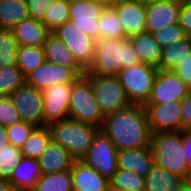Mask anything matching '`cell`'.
Wrapping results in <instances>:
<instances>
[{
	"instance_id": "obj_7",
	"label": "cell",
	"mask_w": 191,
	"mask_h": 191,
	"mask_svg": "<svg viewBox=\"0 0 191 191\" xmlns=\"http://www.w3.org/2000/svg\"><path fill=\"white\" fill-rule=\"evenodd\" d=\"M84 76L91 83L94 97L104 117L124 109L131 104L127 99L118 76L94 74H84Z\"/></svg>"
},
{
	"instance_id": "obj_33",
	"label": "cell",
	"mask_w": 191,
	"mask_h": 191,
	"mask_svg": "<svg viewBox=\"0 0 191 191\" xmlns=\"http://www.w3.org/2000/svg\"><path fill=\"white\" fill-rule=\"evenodd\" d=\"M25 83L26 78L17 65L0 67V96H10Z\"/></svg>"
},
{
	"instance_id": "obj_49",
	"label": "cell",
	"mask_w": 191,
	"mask_h": 191,
	"mask_svg": "<svg viewBox=\"0 0 191 191\" xmlns=\"http://www.w3.org/2000/svg\"><path fill=\"white\" fill-rule=\"evenodd\" d=\"M106 5H112L117 2L127 1V0H103Z\"/></svg>"
},
{
	"instance_id": "obj_5",
	"label": "cell",
	"mask_w": 191,
	"mask_h": 191,
	"mask_svg": "<svg viewBox=\"0 0 191 191\" xmlns=\"http://www.w3.org/2000/svg\"><path fill=\"white\" fill-rule=\"evenodd\" d=\"M69 118L100 130L104 124L105 117L94 97L91 83L84 75L73 83L69 99Z\"/></svg>"
},
{
	"instance_id": "obj_10",
	"label": "cell",
	"mask_w": 191,
	"mask_h": 191,
	"mask_svg": "<svg viewBox=\"0 0 191 191\" xmlns=\"http://www.w3.org/2000/svg\"><path fill=\"white\" fill-rule=\"evenodd\" d=\"M148 124L152 133L182 131L181 101H171L165 104L144 105Z\"/></svg>"
},
{
	"instance_id": "obj_47",
	"label": "cell",
	"mask_w": 191,
	"mask_h": 191,
	"mask_svg": "<svg viewBox=\"0 0 191 191\" xmlns=\"http://www.w3.org/2000/svg\"><path fill=\"white\" fill-rule=\"evenodd\" d=\"M174 191H191V184L187 180H183Z\"/></svg>"
},
{
	"instance_id": "obj_51",
	"label": "cell",
	"mask_w": 191,
	"mask_h": 191,
	"mask_svg": "<svg viewBox=\"0 0 191 191\" xmlns=\"http://www.w3.org/2000/svg\"><path fill=\"white\" fill-rule=\"evenodd\" d=\"M109 191H132L130 189H127V190H122V189H118V188H114V187H109Z\"/></svg>"
},
{
	"instance_id": "obj_1",
	"label": "cell",
	"mask_w": 191,
	"mask_h": 191,
	"mask_svg": "<svg viewBox=\"0 0 191 191\" xmlns=\"http://www.w3.org/2000/svg\"><path fill=\"white\" fill-rule=\"evenodd\" d=\"M101 130L118 151L146 148L151 144L152 132L144 105L130 104L105 117Z\"/></svg>"
},
{
	"instance_id": "obj_18",
	"label": "cell",
	"mask_w": 191,
	"mask_h": 191,
	"mask_svg": "<svg viewBox=\"0 0 191 191\" xmlns=\"http://www.w3.org/2000/svg\"><path fill=\"white\" fill-rule=\"evenodd\" d=\"M72 170L73 191H109L110 180L81 160H75Z\"/></svg>"
},
{
	"instance_id": "obj_3",
	"label": "cell",
	"mask_w": 191,
	"mask_h": 191,
	"mask_svg": "<svg viewBox=\"0 0 191 191\" xmlns=\"http://www.w3.org/2000/svg\"><path fill=\"white\" fill-rule=\"evenodd\" d=\"M150 145L156 165L186 180L190 165L182 147L181 131L152 133Z\"/></svg>"
},
{
	"instance_id": "obj_30",
	"label": "cell",
	"mask_w": 191,
	"mask_h": 191,
	"mask_svg": "<svg viewBox=\"0 0 191 191\" xmlns=\"http://www.w3.org/2000/svg\"><path fill=\"white\" fill-rule=\"evenodd\" d=\"M45 61L43 47L18 46L17 67L26 77L29 73L36 70Z\"/></svg>"
},
{
	"instance_id": "obj_31",
	"label": "cell",
	"mask_w": 191,
	"mask_h": 191,
	"mask_svg": "<svg viewBox=\"0 0 191 191\" xmlns=\"http://www.w3.org/2000/svg\"><path fill=\"white\" fill-rule=\"evenodd\" d=\"M33 191H73L72 170L43 174L38 179Z\"/></svg>"
},
{
	"instance_id": "obj_25",
	"label": "cell",
	"mask_w": 191,
	"mask_h": 191,
	"mask_svg": "<svg viewBox=\"0 0 191 191\" xmlns=\"http://www.w3.org/2000/svg\"><path fill=\"white\" fill-rule=\"evenodd\" d=\"M183 180L154 163L145 177L144 191H174Z\"/></svg>"
},
{
	"instance_id": "obj_12",
	"label": "cell",
	"mask_w": 191,
	"mask_h": 191,
	"mask_svg": "<svg viewBox=\"0 0 191 191\" xmlns=\"http://www.w3.org/2000/svg\"><path fill=\"white\" fill-rule=\"evenodd\" d=\"M105 6L103 0L70 1V21L76 25L78 30L96 41L99 38L97 21Z\"/></svg>"
},
{
	"instance_id": "obj_50",
	"label": "cell",
	"mask_w": 191,
	"mask_h": 191,
	"mask_svg": "<svg viewBox=\"0 0 191 191\" xmlns=\"http://www.w3.org/2000/svg\"><path fill=\"white\" fill-rule=\"evenodd\" d=\"M178 4H186V3H191V0H175Z\"/></svg>"
},
{
	"instance_id": "obj_41",
	"label": "cell",
	"mask_w": 191,
	"mask_h": 191,
	"mask_svg": "<svg viewBox=\"0 0 191 191\" xmlns=\"http://www.w3.org/2000/svg\"><path fill=\"white\" fill-rule=\"evenodd\" d=\"M174 71L191 88V52L178 64Z\"/></svg>"
},
{
	"instance_id": "obj_28",
	"label": "cell",
	"mask_w": 191,
	"mask_h": 191,
	"mask_svg": "<svg viewBox=\"0 0 191 191\" xmlns=\"http://www.w3.org/2000/svg\"><path fill=\"white\" fill-rule=\"evenodd\" d=\"M191 52V36L162 48L160 70H174Z\"/></svg>"
},
{
	"instance_id": "obj_40",
	"label": "cell",
	"mask_w": 191,
	"mask_h": 191,
	"mask_svg": "<svg viewBox=\"0 0 191 191\" xmlns=\"http://www.w3.org/2000/svg\"><path fill=\"white\" fill-rule=\"evenodd\" d=\"M53 0H26L29 17L42 21Z\"/></svg>"
},
{
	"instance_id": "obj_45",
	"label": "cell",
	"mask_w": 191,
	"mask_h": 191,
	"mask_svg": "<svg viewBox=\"0 0 191 191\" xmlns=\"http://www.w3.org/2000/svg\"><path fill=\"white\" fill-rule=\"evenodd\" d=\"M9 144L7 127L0 125V149Z\"/></svg>"
},
{
	"instance_id": "obj_26",
	"label": "cell",
	"mask_w": 191,
	"mask_h": 191,
	"mask_svg": "<svg viewBox=\"0 0 191 191\" xmlns=\"http://www.w3.org/2000/svg\"><path fill=\"white\" fill-rule=\"evenodd\" d=\"M28 17L26 0H0V28L11 30Z\"/></svg>"
},
{
	"instance_id": "obj_52",
	"label": "cell",
	"mask_w": 191,
	"mask_h": 191,
	"mask_svg": "<svg viewBox=\"0 0 191 191\" xmlns=\"http://www.w3.org/2000/svg\"><path fill=\"white\" fill-rule=\"evenodd\" d=\"M186 180L191 184V166H190V169H189L188 176H187Z\"/></svg>"
},
{
	"instance_id": "obj_29",
	"label": "cell",
	"mask_w": 191,
	"mask_h": 191,
	"mask_svg": "<svg viewBox=\"0 0 191 191\" xmlns=\"http://www.w3.org/2000/svg\"><path fill=\"white\" fill-rule=\"evenodd\" d=\"M97 27L99 38H127L123 31L121 21L112 5H106L98 18Z\"/></svg>"
},
{
	"instance_id": "obj_21",
	"label": "cell",
	"mask_w": 191,
	"mask_h": 191,
	"mask_svg": "<svg viewBox=\"0 0 191 191\" xmlns=\"http://www.w3.org/2000/svg\"><path fill=\"white\" fill-rule=\"evenodd\" d=\"M42 175L37 159L22 156L19 163L14 167L8 181L14 191H33Z\"/></svg>"
},
{
	"instance_id": "obj_8",
	"label": "cell",
	"mask_w": 191,
	"mask_h": 191,
	"mask_svg": "<svg viewBox=\"0 0 191 191\" xmlns=\"http://www.w3.org/2000/svg\"><path fill=\"white\" fill-rule=\"evenodd\" d=\"M81 161L110 180L118 170V149L109 137L99 130L93 138L89 151Z\"/></svg>"
},
{
	"instance_id": "obj_11",
	"label": "cell",
	"mask_w": 191,
	"mask_h": 191,
	"mask_svg": "<svg viewBox=\"0 0 191 191\" xmlns=\"http://www.w3.org/2000/svg\"><path fill=\"white\" fill-rule=\"evenodd\" d=\"M190 89L174 70L158 69L151 95L146 104L182 101Z\"/></svg>"
},
{
	"instance_id": "obj_46",
	"label": "cell",
	"mask_w": 191,
	"mask_h": 191,
	"mask_svg": "<svg viewBox=\"0 0 191 191\" xmlns=\"http://www.w3.org/2000/svg\"><path fill=\"white\" fill-rule=\"evenodd\" d=\"M0 191H14L7 179L0 178Z\"/></svg>"
},
{
	"instance_id": "obj_4",
	"label": "cell",
	"mask_w": 191,
	"mask_h": 191,
	"mask_svg": "<svg viewBox=\"0 0 191 191\" xmlns=\"http://www.w3.org/2000/svg\"><path fill=\"white\" fill-rule=\"evenodd\" d=\"M51 139L66 148L75 160H81L100 130L72 118L62 119L48 125Z\"/></svg>"
},
{
	"instance_id": "obj_16",
	"label": "cell",
	"mask_w": 191,
	"mask_h": 191,
	"mask_svg": "<svg viewBox=\"0 0 191 191\" xmlns=\"http://www.w3.org/2000/svg\"><path fill=\"white\" fill-rule=\"evenodd\" d=\"M127 37L146 32V5L134 0L112 4Z\"/></svg>"
},
{
	"instance_id": "obj_9",
	"label": "cell",
	"mask_w": 191,
	"mask_h": 191,
	"mask_svg": "<svg viewBox=\"0 0 191 191\" xmlns=\"http://www.w3.org/2000/svg\"><path fill=\"white\" fill-rule=\"evenodd\" d=\"M73 53L77 62L87 70L92 64L95 41L78 30L72 21H67L52 32Z\"/></svg>"
},
{
	"instance_id": "obj_23",
	"label": "cell",
	"mask_w": 191,
	"mask_h": 191,
	"mask_svg": "<svg viewBox=\"0 0 191 191\" xmlns=\"http://www.w3.org/2000/svg\"><path fill=\"white\" fill-rule=\"evenodd\" d=\"M18 46L43 47L46 37L51 33L39 20L26 18L11 29Z\"/></svg>"
},
{
	"instance_id": "obj_17",
	"label": "cell",
	"mask_w": 191,
	"mask_h": 191,
	"mask_svg": "<svg viewBox=\"0 0 191 191\" xmlns=\"http://www.w3.org/2000/svg\"><path fill=\"white\" fill-rule=\"evenodd\" d=\"M180 8L175 0H159L146 5V32L153 33L178 23Z\"/></svg>"
},
{
	"instance_id": "obj_43",
	"label": "cell",
	"mask_w": 191,
	"mask_h": 191,
	"mask_svg": "<svg viewBox=\"0 0 191 191\" xmlns=\"http://www.w3.org/2000/svg\"><path fill=\"white\" fill-rule=\"evenodd\" d=\"M183 128L188 129L191 126V89L181 101Z\"/></svg>"
},
{
	"instance_id": "obj_6",
	"label": "cell",
	"mask_w": 191,
	"mask_h": 191,
	"mask_svg": "<svg viewBox=\"0 0 191 191\" xmlns=\"http://www.w3.org/2000/svg\"><path fill=\"white\" fill-rule=\"evenodd\" d=\"M157 72V68L144 63L122 68L119 71L118 79L131 104L145 105L147 103Z\"/></svg>"
},
{
	"instance_id": "obj_37",
	"label": "cell",
	"mask_w": 191,
	"mask_h": 191,
	"mask_svg": "<svg viewBox=\"0 0 191 191\" xmlns=\"http://www.w3.org/2000/svg\"><path fill=\"white\" fill-rule=\"evenodd\" d=\"M157 43L162 47L169 46L174 42L186 38L188 35L184 32L179 23L165 27L152 33Z\"/></svg>"
},
{
	"instance_id": "obj_34",
	"label": "cell",
	"mask_w": 191,
	"mask_h": 191,
	"mask_svg": "<svg viewBox=\"0 0 191 191\" xmlns=\"http://www.w3.org/2000/svg\"><path fill=\"white\" fill-rule=\"evenodd\" d=\"M17 49L12 31L0 28V67L17 65Z\"/></svg>"
},
{
	"instance_id": "obj_36",
	"label": "cell",
	"mask_w": 191,
	"mask_h": 191,
	"mask_svg": "<svg viewBox=\"0 0 191 191\" xmlns=\"http://www.w3.org/2000/svg\"><path fill=\"white\" fill-rule=\"evenodd\" d=\"M22 158L21 149L11 143L0 149V178L9 180L14 167Z\"/></svg>"
},
{
	"instance_id": "obj_35",
	"label": "cell",
	"mask_w": 191,
	"mask_h": 191,
	"mask_svg": "<svg viewBox=\"0 0 191 191\" xmlns=\"http://www.w3.org/2000/svg\"><path fill=\"white\" fill-rule=\"evenodd\" d=\"M110 186L122 190L130 189L132 191H144L145 177L135 172L118 168L110 179Z\"/></svg>"
},
{
	"instance_id": "obj_20",
	"label": "cell",
	"mask_w": 191,
	"mask_h": 191,
	"mask_svg": "<svg viewBox=\"0 0 191 191\" xmlns=\"http://www.w3.org/2000/svg\"><path fill=\"white\" fill-rule=\"evenodd\" d=\"M45 61L72 68L80 77L86 70L77 62L73 53L52 32L46 37L44 45Z\"/></svg>"
},
{
	"instance_id": "obj_2",
	"label": "cell",
	"mask_w": 191,
	"mask_h": 191,
	"mask_svg": "<svg viewBox=\"0 0 191 191\" xmlns=\"http://www.w3.org/2000/svg\"><path fill=\"white\" fill-rule=\"evenodd\" d=\"M141 63L129 38H98L85 74L117 76L122 68Z\"/></svg>"
},
{
	"instance_id": "obj_38",
	"label": "cell",
	"mask_w": 191,
	"mask_h": 191,
	"mask_svg": "<svg viewBox=\"0 0 191 191\" xmlns=\"http://www.w3.org/2000/svg\"><path fill=\"white\" fill-rule=\"evenodd\" d=\"M36 126L29 122L19 121L7 127L9 143L21 148Z\"/></svg>"
},
{
	"instance_id": "obj_13",
	"label": "cell",
	"mask_w": 191,
	"mask_h": 191,
	"mask_svg": "<svg viewBox=\"0 0 191 191\" xmlns=\"http://www.w3.org/2000/svg\"><path fill=\"white\" fill-rule=\"evenodd\" d=\"M10 98L24 122L44 126L43 91L26 83L14 91Z\"/></svg>"
},
{
	"instance_id": "obj_19",
	"label": "cell",
	"mask_w": 191,
	"mask_h": 191,
	"mask_svg": "<svg viewBox=\"0 0 191 191\" xmlns=\"http://www.w3.org/2000/svg\"><path fill=\"white\" fill-rule=\"evenodd\" d=\"M37 160L42 174L59 173L69 170L75 161L66 148L52 139L44 153Z\"/></svg>"
},
{
	"instance_id": "obj_32",
	"label": "cell",
	"mask_w": 191,
	"mask_h": 191,
	"mask_svg": "<svg viewBox=\"0 0 191 191\" xmlns=\"http://www.w3.org/2000/svg\"><path fill=\"white\" fill-rule=\"evenodd\" d=\"M70 1L53 0L47 7L45 16L41 21L50 32L56 30L59 26L70 21Z\"/></svg>"
},
{
	"instance_id": "obj_22",
	"label": "cell",
	"mask_w": 191,
	"mask_h": 191,
	"mask_svg": "<svg viewBox=\"0 0 191 191\" xmlns=\"http://www.w3.org/2000/svg\"><path fill=\"white\" fill-rule=\"evenodd\" d=\"M117 163L119 169L146 177L154 164L151 145L146 148L118 151Z\"/></svg>"
},
{
	"instance_id": "obj_48",
	"label": "cell",
	"mask_w": 191,
	"mask_h": 191,
	"mask_svg": "<svg viewBox=\"0 0 191 191\" xmlns=\"http://www.w3.org/2000/svg\"><path fill=\"white\" fill-rule=\"evenodd\" d=\"M134 1H138V2L142 3L143 5H148V4H152L154 2H157L159 0H134Z\"/></svg>"
},
{
	"instance_id": "obj_24",
	"label": "cell",
	"mask_w": 191,
	"mask_h": 191,
	"mask_svg": "<svg viewBox=\"0 0 191 191\" xmlns=\"http://www.w3.org/2000/svg\"><path fill=\"white\" fill-rule=\"evenodd\" d=\"M128 38L141 63L160 69L162 47L152 33L144 32Z\"/></svg>"
},
{
	"instance_id": "obj_42",
	"label": "cell",
	"mask_w": 191,
	"mask_h": 191,
	"mask_svg": "<svg viewBox=\"0 0 191 191\" xmlns=\"http://www.w3.org/2000/svg\"><path fill=\"white\" fill-rule=\"evenodd\" d=\"M178 23L182 27L184 32L188 36H191V3L181 5Z\"/></svg>"
},
{
	"instance_id": "obj_15",
	"label": "cell",
	"mask_w": 191,
	"mask_h": 191,
	"mask_svg": "<svg viewBox=\"0 0 191 191\" xmlns=\"http://www.w3.org/2000/svg\"><path fill=\"white\" fill-rule=\"evenodd\" d=\"M79 77L72 68L44 61L25 78L27 85L43 90L53 84L74 83Z\"/></svg>"
},
{
	"instance_id": "obj_27",
	"label": "cell",
	"mask_w": 191,
	"mask_h": 191,
	"mask_svg": "<svg viewBox=\"0 0 191 191\" xmlns=\"http://www.w3.org/2000/svg\"><path fill=\"white\" fill-rule=\"evenodd\" d=\"M51 141V133L48 125L36 126L22 145V156L38 159L46 150Z\"/></svg>"
},
{
	"instance_id": "obj_14",
	"label": "cell",
	"mask_w": 191,
	"mask_h": 191,
	"mask_svg": "<svg viewBox=\"0 0 191 191\" xmlns=\"http://www.w3.org/2000/svg\"><path fill=\"white\" fill-rule=\"evenodd\" d=\"M73 83H58L43 89L44 125L69 118V99Z\"/></svg>"
},
{
	"instance_id": "obj_44",
	"label": "cell",
	"mask_w": 191,
	"mask_h": 191,
	"mask_svg": "<svg viewBox=\"0 0 191 191\" xmlns=\"http://www.w3.org/2000/svg\"><path fill=\"white\" fill-rule=\"evenodd\" d=\"M182 133V147H184L185 158L191 166V131L183 129Z\"/></svg>"
},
{
	"instance_id": "obj_39",
	"label": "cell",
	"mask_w": 191,
	"mask_h": 191,
	"mask_svg": "<svg viewBox=\"0 0 191 191\" xmlns=\"http://www.w3.org/2000/svg\"><path fill=\"white\" fill-rule=\"evenodd\" d=\"M21 121L20 115L10 96H0V125L11 126Z\"/></svg>"
}]
</instances>
